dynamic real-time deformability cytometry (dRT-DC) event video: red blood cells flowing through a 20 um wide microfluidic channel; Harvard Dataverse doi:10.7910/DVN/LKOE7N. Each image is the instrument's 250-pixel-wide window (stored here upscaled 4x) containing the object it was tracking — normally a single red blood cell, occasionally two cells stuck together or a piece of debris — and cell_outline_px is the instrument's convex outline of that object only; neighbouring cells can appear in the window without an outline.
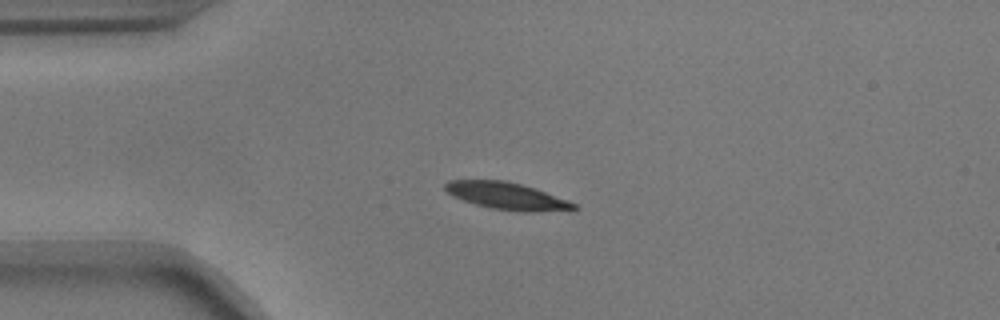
{"species": "common noctule bat (a hibernating species)", "species_latin": "Nyctalus noctula", "temperature_condition": "warm", "stored_images_in_passage": 43, "camera_frame_rate_fps": 3000, "um_per_image_px": 0.085, "animal": {"sex": "male", "body_mass_g": 17.9}, "frame": {"image": 1, "passage_image": 1, "time_ms": 0.0, "image_size_px": [1000, 320], "cell_outline_px": [[580, 208], [528, 212], [492, 208], [476, 204], [452, 196], [444, 188], [444, 184], [448, 180], [508, 180], [568, 200], [576, 204]], "centroid_in_image_um": [43.03, 16.64], "position_along_channel_um": 42.0, "area_um2": 19.83}}
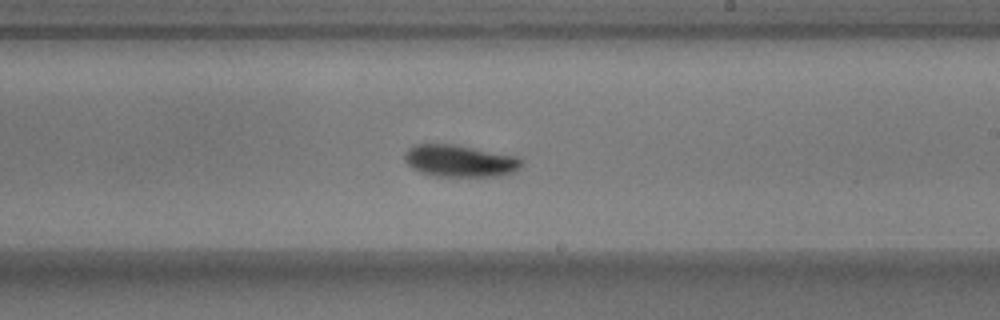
{"frame": {"image": 2, "passage_image": 20, "time_ms": 6.333, "image_size_px": [1000, 320], "cell_outline_px": [[524, 164], [516, 172], [500, 176], [436, 176], [420, 172], [412, 168], [404, 160], [404, 152], [408, 148], [416, 144], [452, 144], [516, 156], [524, 160]], "centroid_in_image_um": [39.1, 13.68], "position_along_channel_um": 249.9, "area_um2": 21.91}}
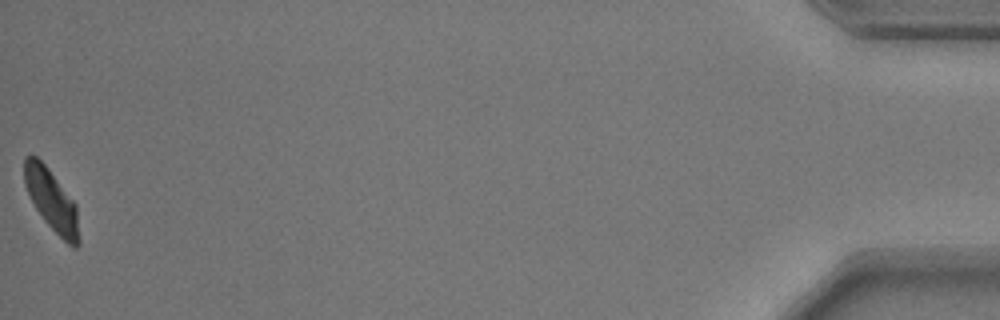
{"frame": {"image": 3, "passage_image": 43, "time_ms": 14.0, "image_size_px": [1000, 320], "cell_outline_px": [[80, 244], [76, 248], [72, 248], [44, 220], [36, 208], [24, 184], [24, 156], [36, 156], [48, 168], [76, 204], [80, 240]], "centroid_in_image_um": [4.4, 17.04], "position_along_channel_um": 430.8, "area_um2": 19.36}, "authors_computed_cell_mechanics": {"area_um2": 20.9236, "velocity_mm_per_s": 3.6454, "shape_relaxation_time_tau1_ms": 2.8961, "shape_relaxation_time_tau2_ms": 4.1117, "deformation_change_tau1": 0.1153, "deformation_change_tau2": 0.0754}}